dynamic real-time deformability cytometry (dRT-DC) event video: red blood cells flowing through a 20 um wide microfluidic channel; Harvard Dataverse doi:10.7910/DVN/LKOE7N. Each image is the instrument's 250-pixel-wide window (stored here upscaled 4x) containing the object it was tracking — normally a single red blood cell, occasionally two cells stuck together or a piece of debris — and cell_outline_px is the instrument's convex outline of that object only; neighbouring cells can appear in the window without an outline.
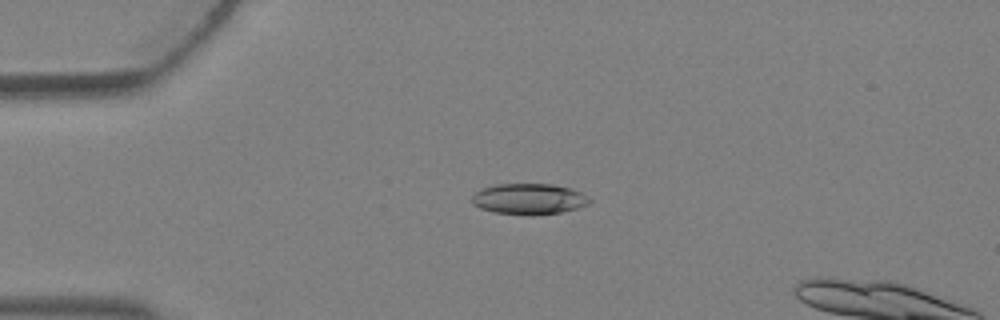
{"species": "Egyptian fruit bat (a non-hibernating species)", "species_latin": "Rousettus aegyptiacus", "temperature_condition": "warm", "stored_images_in_passage": 4, "camera_frame_rate_fps": 3000, "um_per_image_px": 0.085, "animal": {"sex": "female"}, "frame": {"image": 1, "passage_image": 1, "time_ms": 0.0, "image_size_px": [1000, 320], "cell_outline_px": [[592, 200], [588, 204], [580, 208], [560, 212], [536, 216], [528, 216], [492, 212], [480, 208], [472, 204], [472, 196], [480, 188], [496, 184], [552, 184], [568, 188], [580, 192]], "centroid_in_image_um": [44.93, 16.93], "position_along_channel_um": 40.1, "area_um2": 21.44}}
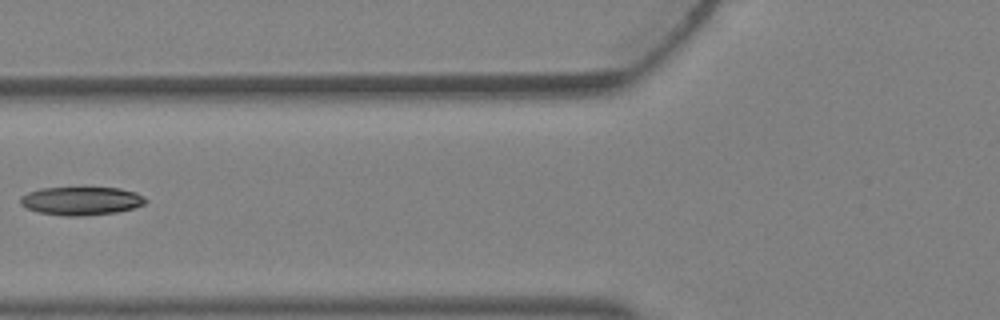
{"frame": {"image": 2, "passage_image": 3, "time_ms": 0.667, "image_size_px": [1000, 320], "cell_outline_px": [[148, 200], [144, 204], [132, 208], [116, 212], [80, 216], [68, 216], [40, 212], [28, 208], [20, 204], [20, 196], [28, 192], [40, 188], [120, 188], [136, 192], [144, 196]], "centroid_in_image_um": [6.92, 17.06], "position_along_channel_um": 118.9, "area_um2": 20.52}}